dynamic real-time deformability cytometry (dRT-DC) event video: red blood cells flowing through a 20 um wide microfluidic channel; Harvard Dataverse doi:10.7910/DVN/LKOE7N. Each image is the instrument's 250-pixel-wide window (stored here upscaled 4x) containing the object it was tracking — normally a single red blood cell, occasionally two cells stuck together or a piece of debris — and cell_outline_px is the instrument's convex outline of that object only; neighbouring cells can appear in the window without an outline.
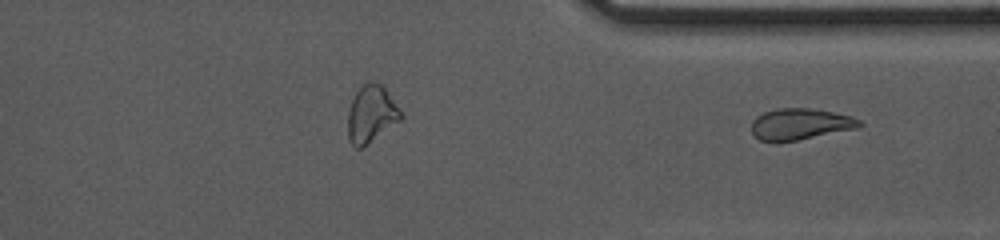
{"species": "common noctule bat (a hibernating species)", "species_latin": "Nyctalus noctula", "temperature_condition": "cold", "stored_images_in_passage": 38, "segment_of_instrument_passage": [2, 2], "camera_frame_rate_fps": 3000, "um_per_image_px": 0.085, "animal": {"sex": "female", "body_mass_g": 10.0, "forearm_length_mm": 53.1}, "frame": {"image": 1, "passage_image": 38, "time_ms": 12.333, "image_size_px": [1000, 240], "cell_outline_px": [[864, 124], [860, 128], [776, 144], [772, 144], [760, 140], [752, 132], [752, 120], [756, 116], [764, 112], [776, 108], [808, 108], [832, 112], [852, 116], [860, 120]], "centroid_in_image_um": [68.01, 10.57], "position_along_channel_um": 343.4, "area_um2": 20.11}}